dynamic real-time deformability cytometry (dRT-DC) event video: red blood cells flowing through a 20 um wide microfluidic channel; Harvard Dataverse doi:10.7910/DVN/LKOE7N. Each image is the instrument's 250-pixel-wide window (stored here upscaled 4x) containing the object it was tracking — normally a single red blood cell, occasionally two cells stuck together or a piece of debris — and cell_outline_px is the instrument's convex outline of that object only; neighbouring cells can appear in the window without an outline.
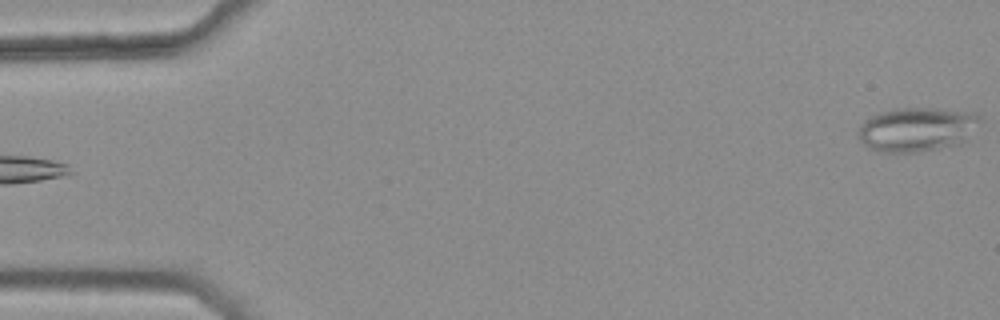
{"species": "common noctule bat (a hibernating species)", "species_latin": "Nyctalus noctula", "temperature_condition": "warm", "stored_images_in_passage": 3, "camera_frame_rate_fps": 3000, "um_per_image_px": 0.085, "animal": {"sex": "female", "body_mass_g": 25.1}, "frame": {"image": 1, "passage_image": 3, "time_ms": 0.667, "image_size_px": [1000, 320], "cell_outline_px": [[984, 120], [960, 144], [920, 152], [872, 152], [860, 140], [856, 132], [860, 124], [864, 120], [880, 112], [900, 108], [932, 108], [976, 112], [984, 116]], "centroid_in_image_um": [77.95, 10.99], "position_along_channel_um": 7.1, "area_um2": 31.91}}